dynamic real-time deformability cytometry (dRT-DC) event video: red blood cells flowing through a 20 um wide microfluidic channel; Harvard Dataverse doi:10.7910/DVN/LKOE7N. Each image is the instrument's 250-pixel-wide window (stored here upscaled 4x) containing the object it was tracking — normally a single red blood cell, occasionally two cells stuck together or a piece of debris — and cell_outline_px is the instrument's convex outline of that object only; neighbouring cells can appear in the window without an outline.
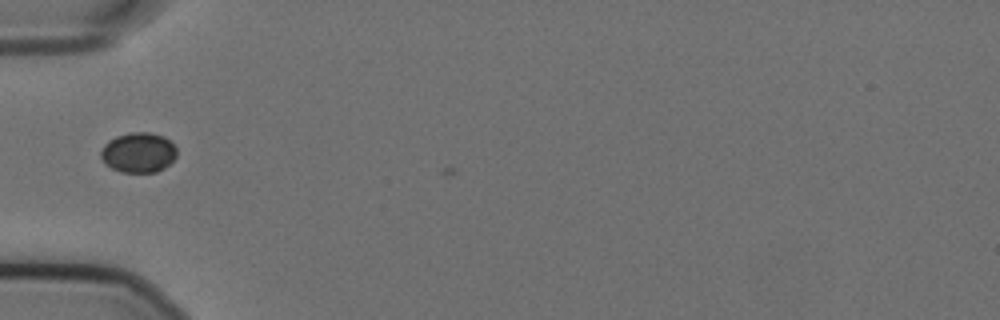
{"species": "Egyptian fruit bat (a non-hibernating species)", "species_latin": "Rousettus aegyptiacus", "temperature_condition": "cold", "stored_images_in_passage": 3, "camera_frame_rate_fps": 3000, "um_per_image_px": 0.085, "animal": {"sex": "female"}, "frame": {"image": 1, "passage_image": 2, "time_ms": 0.333, "image_size_px": [1000, 320], "cell_outline_px": [[176, 156], [164, 168], [156, 172], [120, 172], [104, 164], [100, 156], [100, 152], [104, 144], [108, 140], [116, 136], [128, 132], [152, 132], [164, 136], [176, 148]], "centroid_in_image_um": [11.73, 12.95], "position_along_channel_um": 73.3, "area_um2": 17.86}}